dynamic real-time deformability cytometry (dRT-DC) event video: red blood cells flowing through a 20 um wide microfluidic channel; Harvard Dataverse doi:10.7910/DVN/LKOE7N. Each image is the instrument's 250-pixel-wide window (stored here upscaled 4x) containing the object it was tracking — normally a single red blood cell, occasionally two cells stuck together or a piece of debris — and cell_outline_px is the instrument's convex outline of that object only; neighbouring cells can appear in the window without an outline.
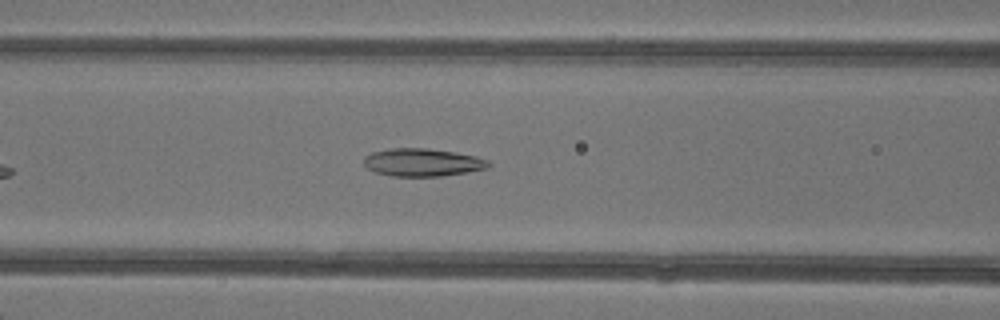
{"species": "common noctule bat (a hibernating species)", "species_latin": "Nyctalus noctula", "temperature_condition": "warm", "stored_images_in_passage": 6, "camera_frame_rate_fps": 3000, "um_per_image_px": 0.085, "animal": {"sex": "female"}, "frame": {"image": 1, "passage_image": 6, "time_ms": 6.0, "image_size_px": [1000, 320], "cell_outline_px": [[492, 164], [488, 168], [468, 172], [440, 176], [392, 176], [376, 172], [368, 168], [364, 164], [364, 156], [372, 152], [392, 148], [428, 148], [456, 152], [476, 156], [488, 160]], "centroid_in_image_um": [35.94, 13.8], "position_along_channel_um": 130.7, "area_um2": 20.29}}